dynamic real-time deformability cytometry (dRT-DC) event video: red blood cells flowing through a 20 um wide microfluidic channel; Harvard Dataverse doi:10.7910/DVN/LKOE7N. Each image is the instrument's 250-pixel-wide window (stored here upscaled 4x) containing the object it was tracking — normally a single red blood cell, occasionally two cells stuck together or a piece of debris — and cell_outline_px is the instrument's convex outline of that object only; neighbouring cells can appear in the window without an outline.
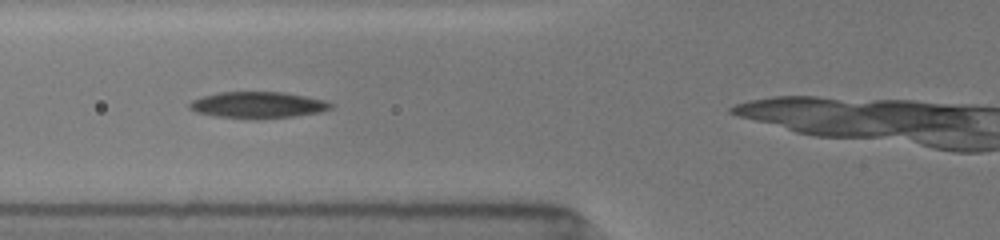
{"species": "common noctule bat (a hibernating species)", "species_latin": "Nyctalus noctula", "temperature_condition": "room temperature", "stored_images_in_passage": 7, "camera_frame_rate_fps": 3000, "um_per_image_px": 0.085, "animal": {"sex": "female", "body_mass_g": 19.5, "forearm_length_mm": 54.1}, "frame": {"image": 1, "passage_image": 3, "time_ms": 1.333, "image_size_px": [1000, 240], "cell_outline_px": [[332, 108], [320, 112], [292, 116], [256, 120], [216, 116], [196, 112], [188, 108], [188, 104], [192, 100], [204, 96], [220, 92], [284, 92], [324, 100], [332, 104]], "centroid_in_image_um": [21.89, 8.93], "position_along_channel_um": 103.9, "area_um2": 21.73}}
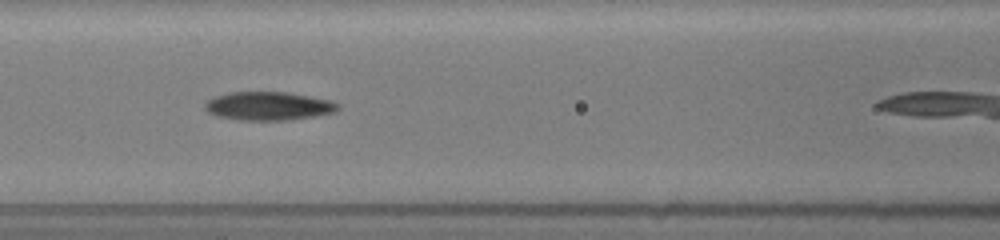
{"frame": {"image": 2, "passage_image": 5, "time_ms": 2.333, "image_size_px": [1000, 240], "cell_outline_px": [[340, 108], [336, 112], [316, 116], [288, 120], [240, 120], [220, 116], [208, 112], [204, 108], [204, 104], [208, 100], [216, 96], [228, 92], [284, 92], [332, 100], [340, 104]], "centroid_in_image_um": [22.86, 9.01], "position_along_channel_um": 143.7, "area_um2": 22.08}}